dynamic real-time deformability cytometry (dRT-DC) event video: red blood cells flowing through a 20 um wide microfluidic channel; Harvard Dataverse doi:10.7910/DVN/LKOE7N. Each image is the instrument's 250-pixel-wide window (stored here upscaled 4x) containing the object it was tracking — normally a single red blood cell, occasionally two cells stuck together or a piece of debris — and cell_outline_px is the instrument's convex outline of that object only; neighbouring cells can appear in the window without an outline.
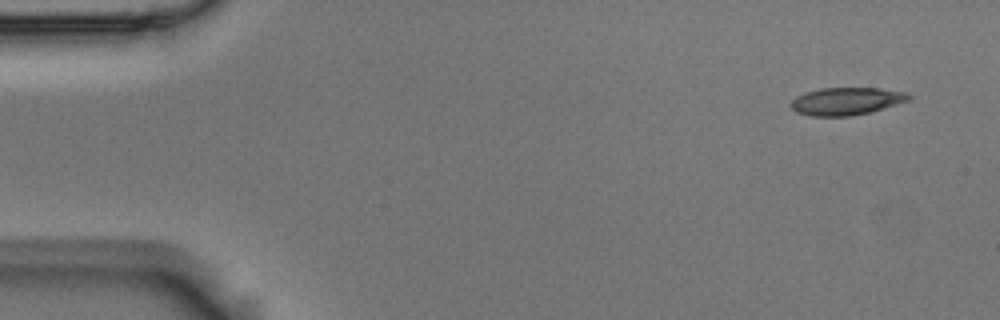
{"species": "Egyptian fruit bat (a non-hibernating species)", "species_latin": "Rousettus aegyptiacus", "temperature_condition": "room temperature", "stored_images_in_passage": 9, "camera_frame_rate_fps": 3000, "um_per_image_px": 0.085, "animal": {"sex": "male"}, "frame": {"image": 1, "passage_image": 1, "time_ms": 0.0, "image_size_px": [1000, 320], "cell_outline_px": [[912, 96], [908, 100], [884, 108], [852, 116], [812, 116], [796, 112], [788, 104], [796, 96], [804, 92], [820, 88], [880, 88], [904, 92]], "centroid_in_image_um": [71.88, 8.6], "position_along_channel_um": 13.1, "area_um2": 18.9}}
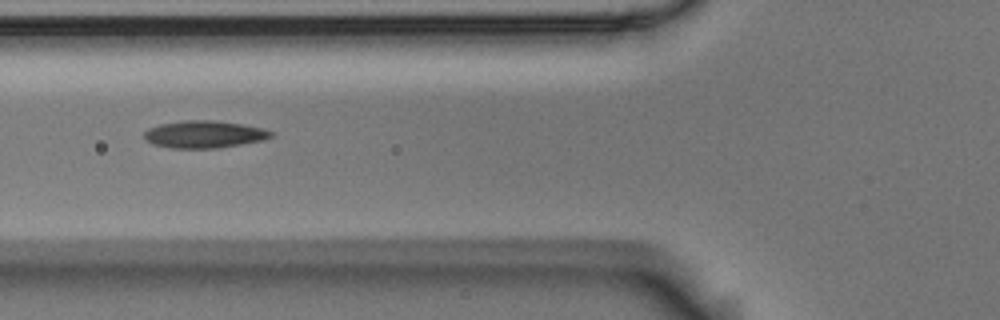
{"frame": {"image": 2, "passage_image": 6, "time_ms": 1.667, "image_size_px": [1000, 320], "cell_outline_px": [[272, 136], [264, 140], [216, 148], [168, 148], [152, 144], [144, 140], [144, 132], [148, 128], [160, 124], [184, 120], [212, 120], [244, 124], [264, 128], [272, 132]], "centroid_in_image_um": [17.32, 11.41], "position_along_channel_um": 108.5, "area_um2": 20.29}}
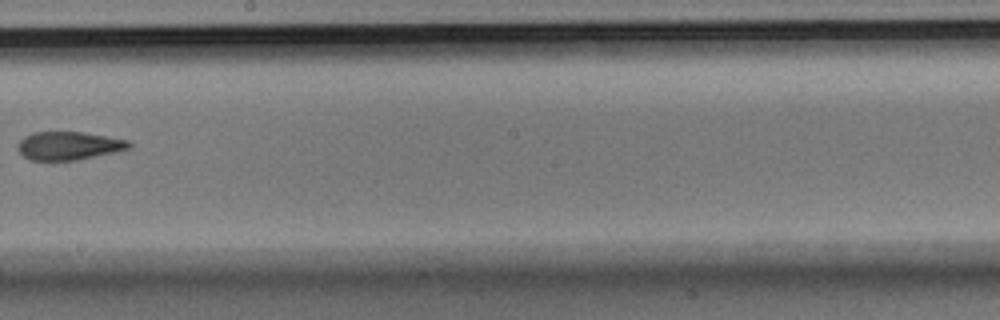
{"frame": {"image": 3, "passage_image": 9, "time_ms": 2.667, "image_size_px": [1000, 320], "cell_outline_px": [[132, 148], [116, 152], [76, 160], [32, 160], [24, 156], [16, 148], [16, 144], [24, 136], [32, 132], [84, 132], [128, 140], [132, 144]], "centroid_in_image_um": [5.85, 12.38], "position_along_channel_um": 242.4, "area_um2": 18.44}}